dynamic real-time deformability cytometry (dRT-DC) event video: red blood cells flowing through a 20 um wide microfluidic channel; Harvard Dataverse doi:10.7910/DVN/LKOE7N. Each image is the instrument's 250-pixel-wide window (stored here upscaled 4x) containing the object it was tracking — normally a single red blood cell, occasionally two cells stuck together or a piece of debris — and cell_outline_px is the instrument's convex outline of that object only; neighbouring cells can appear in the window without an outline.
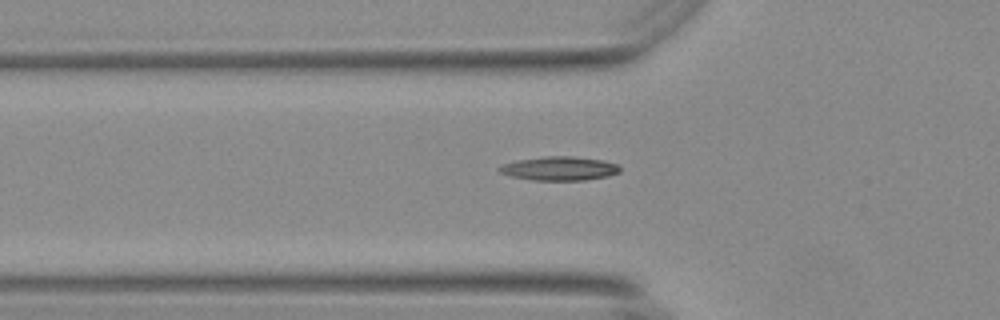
{"species": "Egyptian fruit bat (a non-hibernating species)", "species_latin": "Rousettus aegyptiacus", "temperature_condition": "warm", "stored_images_in_passage": 41, "segment_of_instrument_passage": [1, 2], "camera_frame_rate_fps": 3000, "um_per_image_px": 0.085, "animal": {"sex": "female"}, "frame": {"image": 1, "passage_image": 4, "time_ms": 1.0, "image_size_px": [1000, 320], "cell_outline_px": [[620, 172], [608, 176], [584, 180], [532, 180], [512, 176], [500, 172], [496, 168], [500, 164], [516, 160], [544, 156], [572, 156], [600, 160], [616, 164], [620, 168]], "centroid_in_image_um": [47.49, 14.32], "position_along_channel_um": 78.3, "area_um2": 16.76}}
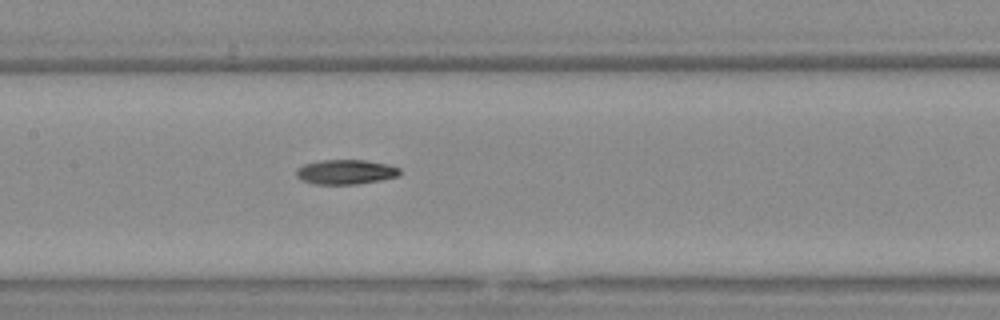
{"frame": {"image": 2, "passage_image": 12, "time_ms": 3.667, "image_size_px": [1000, 320], "cell_outline_px": [[400, 176], [380, 180], [356, 184], [316, 184], [304, 180], [296, 176], [296, 172], [304, 164], [324, 160], [364, 160], [388, 164], [400, 168]], "centroid_in_image_um": [29.44, 14.61], "position_along_channel_um": 178.0, "area_um2": 14.68}}
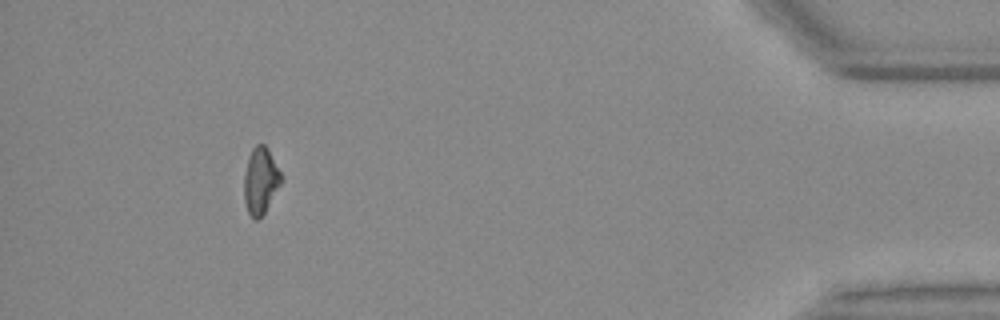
{"frame": {"image": 3, "passage_image": 36, "time_ms": 11.667, "image_size_px": [1000, 320], "cell_outline_px": [[284, 180], [264, 212], [256, 220], [248, 212], [244, 200], [244, 172], [248, 156], [252, 148], [256, 144], [264, 144], [268, 148]], "centroid_in_image_um": [22.15, 15.32], "position_along_channel_um": 413.1, "area_um2": 14.39}}